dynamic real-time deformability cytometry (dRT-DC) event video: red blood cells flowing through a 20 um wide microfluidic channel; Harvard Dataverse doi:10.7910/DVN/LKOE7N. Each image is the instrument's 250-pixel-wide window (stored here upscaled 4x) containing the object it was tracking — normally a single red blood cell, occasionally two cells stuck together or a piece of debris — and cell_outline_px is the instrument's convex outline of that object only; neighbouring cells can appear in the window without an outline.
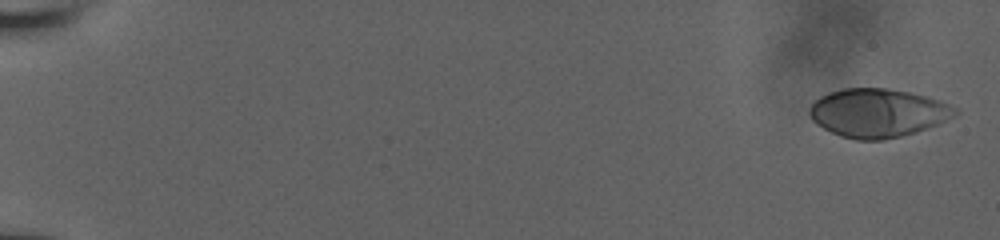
{"species": "human", "species_latin": "Homo sapiens", "temperature_condition": "room temperature", "stored_images_in_passage": 7, "camera_frame_rate_fps": 3000, "um_per_image_px": 0.085, "donor": {"sex": "male"}, "frame": {"image": 1, "passage_image": 1, "time_ms": 0.0, "image_size_px": [1000, 240], "cell_outline_px": [[960, 112], [936, 124], [916, 132], [884, 140], [856, 140], [840, 136], [816, 124], [812, 120], [808, 112], [808, 108], [820, 96], [828, 92], [844, 88], [888, 88], [908, 92], [940, 100], [960, 108]], "centroid_in_image_um": [74.59, 9.59], "position_along_channel_um": 10.4, "area_um2": 41.21}}
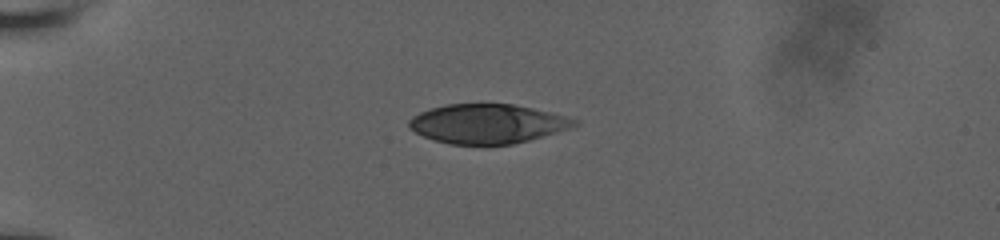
{"frame": {"image": 2, "passage_image": 6, "time_ms": 5.0, "image_size_px": [1000, 240], "cell_outline_px": [[580, 120], [572, 128], [528, 140], [512, 144], [448, 144], [424, 136], [408, 128], [408, 120], [412, 116], [420, 112], [432, 108], [448, 104], [512, 104], [552, 112]], "centroid_in_image_um": [41.44, 10.51], "position_along_channel_um": 43.6, "area_um2": 37.74}}